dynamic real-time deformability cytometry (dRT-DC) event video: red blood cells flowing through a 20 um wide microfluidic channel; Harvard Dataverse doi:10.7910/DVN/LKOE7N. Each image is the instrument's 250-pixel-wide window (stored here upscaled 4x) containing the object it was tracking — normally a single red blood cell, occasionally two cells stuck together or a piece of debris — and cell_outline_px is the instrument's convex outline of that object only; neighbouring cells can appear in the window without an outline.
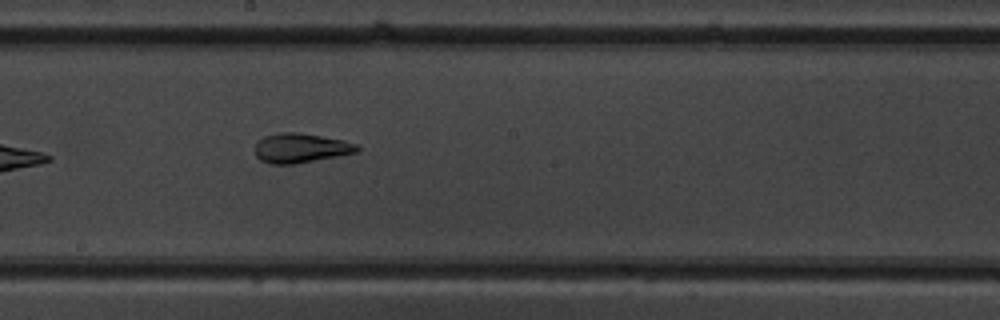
{"species": "common noctule bat (a hibernating species)", "species_latin": "Nyctalus noctula", "temperature_condition": "warm", "stored_images_in_passage": 10, "camera_frame_rate_fps": 3000, "um_per_image_px": 0.085, "animal": {"sex": "male", "body_mass_g": 19.5, "forearm_length_mm": 54.6}, "frame": {"image": 1, "passage_image": 10, "time_ms": 10.333, "image_size_px": [1000, 320], "cell_outline_px": [[360, 148], [356, 152], [336, 156], [292, 164], [272, 164], [260, 160], [256, 156], [256, 144], [264, 136], [280, 132], [300, 132], [344, 140], [356, 144]], "centroid_in_image_um": [25.55, 12.57], "position_along_channel_um": 222.7, "area_um2": 17.34}}